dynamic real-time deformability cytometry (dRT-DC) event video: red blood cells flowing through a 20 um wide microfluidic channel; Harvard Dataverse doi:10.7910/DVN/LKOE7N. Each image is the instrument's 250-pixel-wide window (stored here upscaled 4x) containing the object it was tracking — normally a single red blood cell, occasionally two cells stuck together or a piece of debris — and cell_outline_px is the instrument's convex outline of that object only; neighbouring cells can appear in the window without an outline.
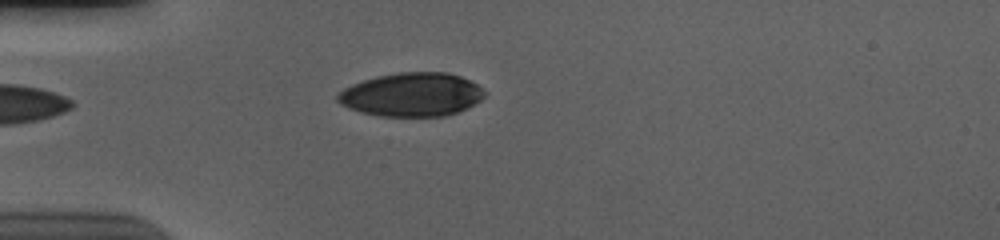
{"species": "human", "species_latin": "Homo sapiens", "temperature_condition": "cold", "stored_images_in_passage": 37, "camera_frame_rate_fps": 3000, "um_per_image_px": 0.085, "donor": {"sex": "male"}, "frame": {"image": 1, "passage_image": 1, "time_ms": 0.0, "image_size_px": [1000, 240], "cell_outline_px": [[488, 92], [480, 100], [456, 112], [444, 116], [380, 116], [360, 112], [348, 108], [340, 104], [336, 100], [336, 96], [344, 88], [352, 84], [376, 76], [400, 72], [448, 72], [460, 76], [476, 84]], "centroid_in_image_um": [34.97, 8.03], "position_along_channel_um": 50.0, "area_um2": 37.28}}
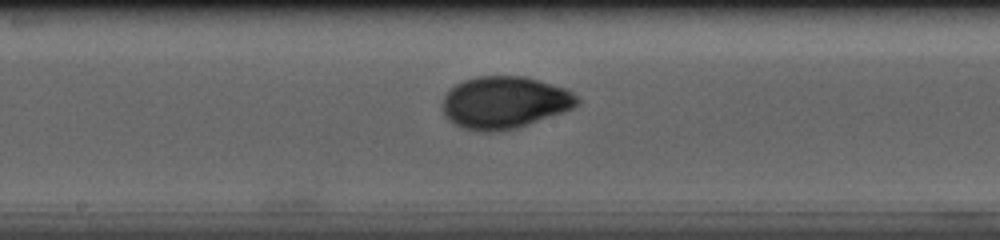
{"frame": {"image": 2, "passage_image": 15, "time_ms": 4.667, "image_size_px": [1000, 240], "cell_outline_px": [[580, 104], [572, 108], [528, 124], [516, 128], [496, 132], [480, 132], [464, 128], [448, 120], [444, 116], [440, 104], [444, 96], [456, 84], [464, 80], [476, 76], [524, 76], [540, 80], [568, 88], [580, 100]], "centroid_in_image_um": [42.87, 8.7], "position_along_channel_um": 205.3, "area_um2": 41.21}}
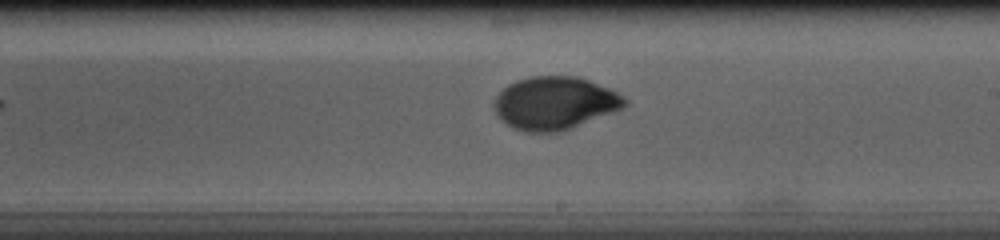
{"frame": {"image": 3, "passage_image": 18, "time_ms": 5.667, "image_size_px": [1000, 240], "cell_outline_px": [[628, 104], [624, 108], [572, 128], [560, 132], [524, 132], [512, 128], [496, 112], [492, 104], [496, 96], [508, 84], [516, 80], [532, 76], [576, 76], [588, 80], [608, 88], [624, 96], [628, 100]], "centroid_in_image_um": [47.17, 8.77], "position_along_channel_um": 241.8, "area_um2": 40.29}, "authors_computed_cell_mechanics": {"area_um2": 39.593, "velocity_mm_per_s": 3.6835, "shape_relaxation_time_tau1_ms": 4.6218, "shape_relaxation_time_tau2_ms": 0.805, "deformation_change_tau1": 0.1945, "deformation_change_tau2": 0.0304}}